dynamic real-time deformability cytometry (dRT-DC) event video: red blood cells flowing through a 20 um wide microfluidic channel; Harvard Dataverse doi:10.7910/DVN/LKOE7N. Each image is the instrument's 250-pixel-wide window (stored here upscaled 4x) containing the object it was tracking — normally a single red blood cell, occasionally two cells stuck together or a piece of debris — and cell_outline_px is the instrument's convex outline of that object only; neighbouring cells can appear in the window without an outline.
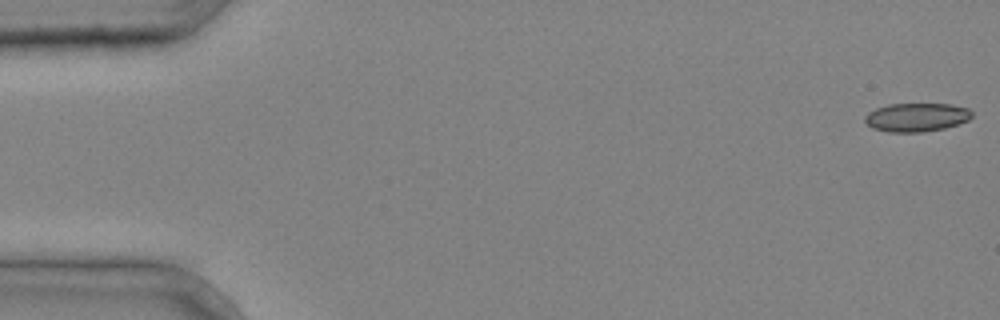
{"species": "common noctule bat (a hibernating species)", "species_latin": "Nyctalus noctula", "temperature_condition": "cold", "stored_images_in_passage": 40, "camera_frame_rate_fps": 3000, "um_per_image_px": 0.085, "animal": {"sex": "male", "body_mass_g": 20.4}, "frame": {"image": 1, "passage_image": 1, "time_ms": 0.0, "image_size_px": [1000, 320], "cell_outline_px": [[972, 116], [968, 120], [944, 128], [920, 132], [888, 132], [872, 128], [864, 120], [864, 116], [868, 112], [876, 108], [888, 104], [952, 104], [968, 108], [972, 112]], "centroid_in_image_um": [77.88, 9.96], "position_along_channel_um": 7.1, "area_um2": 17.8}}
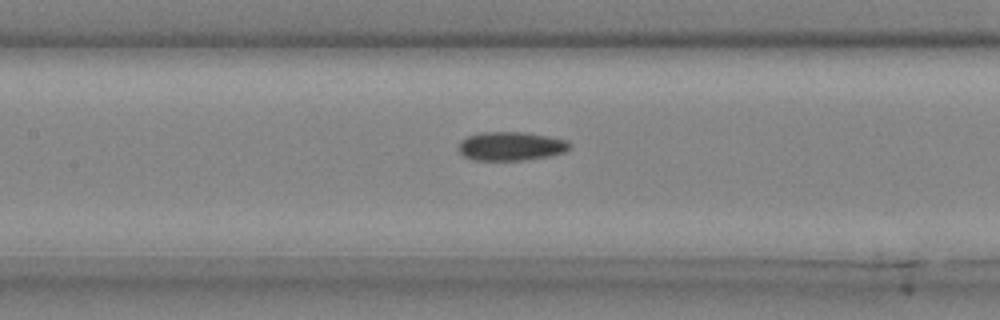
{"frame": {"image": 2, "passage_image": 20, "time_ms": 6.333, "image_size_px": [1000, 320], "cell_outline_px": [[572, 148], [564, 152], [548, 156], [524, 160], [476, 160], [464, 156], [460, 152], [460, 140], [468, 136], [484, 132], [524, 132], [548, 136], [568, 140], [572, 144]], "centroid_in_image_um": [43.48, 12.42], "position_along_channel_um": 163.9, "area_um2": 18.61}}
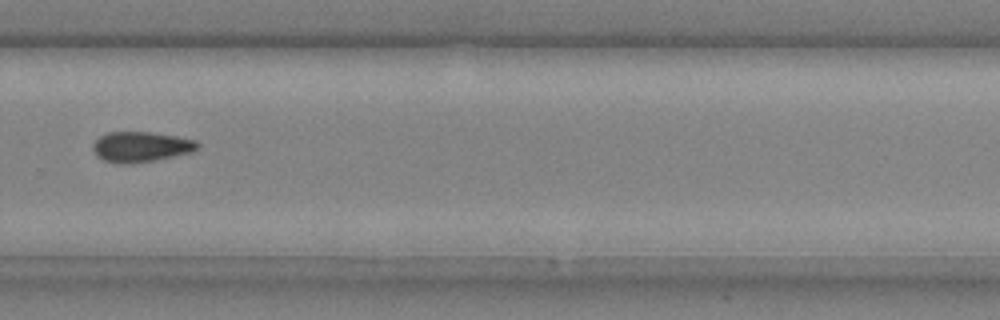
{"frame": {"image": 3, "passage_image": 30, "time_ms": 9.667, "image_size_px": [1000, 320], "cell_outline_px": [[200, 148], [192, 152], [156, 160], [120, 164], [116, 164], [104, 160], [96, 156], [92, 148], [92, 144], [100, 136], [108, 132], [152, 132], [176, 136], [196, 140], [200, 144]], "centroid_in_image_um": [11.98, 12.47], "position_along_channel_um": 317.8, "area_um2": 18.61}}